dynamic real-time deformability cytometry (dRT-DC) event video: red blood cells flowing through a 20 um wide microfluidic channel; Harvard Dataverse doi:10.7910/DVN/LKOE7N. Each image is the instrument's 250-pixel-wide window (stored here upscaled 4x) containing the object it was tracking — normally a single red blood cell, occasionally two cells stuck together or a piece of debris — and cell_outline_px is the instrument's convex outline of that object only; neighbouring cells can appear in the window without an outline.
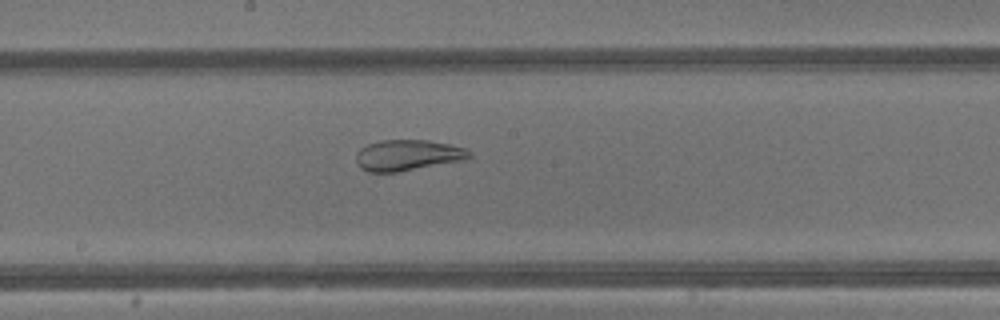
{"species": "common noctule bat (a hibernating species)", "species_latin": "Nyctalus noctula", "temperature_condition": "warm", "stored_images_in_passage": 38, "camera_frame_rate_fps": 3000, "um_per_image_px": 0.085, "animal": {"sex": "male", "body_mass_g": 13.3}, "frame": {"image": 1, "passage_image": 21, "time_ms": 6.667, "image_size_px": [1000, 320], "cell_outline_px": [[472, 156], [464, 160], [396, 172], [368, 172], [360, 168], [356, 160], [356, 152], [360, 148], [368, 144], [380, 140], [428, 140], [448, 144], [464, 148], [472, 152]], "centroid_in_image_um": [34.63, 13.19], "position_along_channel_um": 213.6, "area_um2": 20.35}}
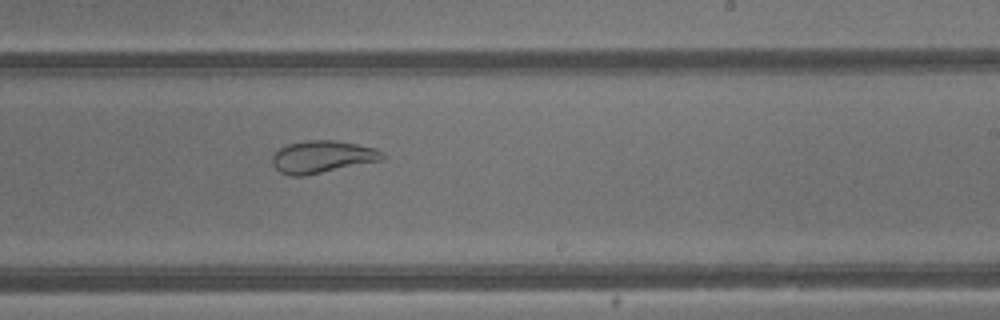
{"frame": {"image": 2, "passage_image": 24, "time_ms": 7.667, "image_size_px": [1000, 320], "cell_outline_px": [[384, 156], [380, 160], [304, 176], [288, 176], [280, 172], [272, 164], [272, 156], [280, 148], [288, 144], [304, 140], [336, 140], [376, 148], [384, 152]], "centroid_in_image_um": [27.36, 13.32], "position_along_channel_um": 261.6, "area_um2": 20.63}}
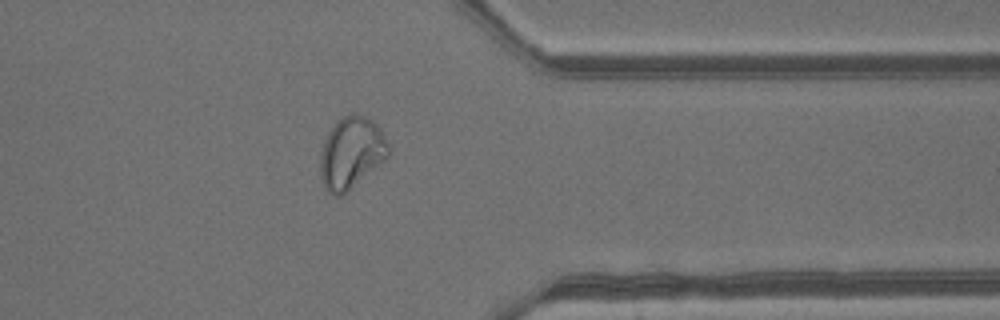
{"frame": {"image": 3, "passage_image": 32, "time_ms": 10.333, "image_size_px": [1000, 320], "cell_outline_px": [[388, 156], [384, 160], [340, 196], [336, 196], [328, 192], [324, 188], [320, 172], [320, 156], [324, 140], [328, 132], [348, 112], [356, 112], [368, 116], [380, 128], [388, 144]], "centroid_in_image_um": [29.84, 12.95], "position_along_channel_um": 381.6, "area_um2": 28.09}, "authors_computed_cell_mechanics": {"area_um2": 28.2353, "velocity_mm_per_s": 4.8229, "shape_relaxation_time_tau1_ms": null, "shape_relaxation_time_tau2_ms": 0.5555, "deformation_change_tau1": null, "deformation_change_tau2": 0.0603}}